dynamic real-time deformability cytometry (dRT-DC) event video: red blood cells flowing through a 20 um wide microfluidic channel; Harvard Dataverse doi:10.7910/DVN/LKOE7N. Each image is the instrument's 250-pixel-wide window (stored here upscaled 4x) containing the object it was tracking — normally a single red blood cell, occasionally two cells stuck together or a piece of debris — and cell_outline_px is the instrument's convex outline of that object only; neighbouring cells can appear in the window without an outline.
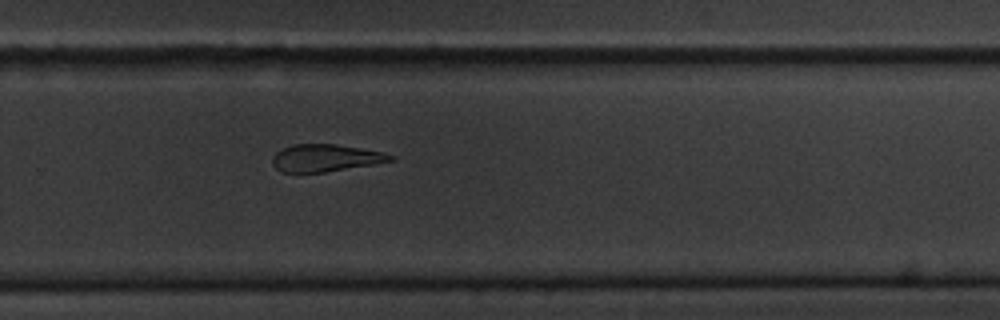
{"species": "common noctule bat (a hibernating species)", "species_latin": "Nyctalus noctula", "temperature_condition": "cold", "stored_images_in_passage": 10, "camera_frame_rate_fps": 3000, "um_per_image_px": 0.085, "animal": {"sex": "male", "body_mass_g": 20.1, "forearm_length_mm": 53.5}, "frame": {"image": 1, "passage_image": 10, "time_ms": 11.333, "image_size_px": [1000, 320], "cell_outline_px": [[396, 160], [324, 172], [284, 172], [276, 168], [272, 164], [272, 156], [276, 152], [292, 144], [336, 144], [384, 152], [392, 156]], "centroid_in_image_um": [27.64, 13.42], "position_along_channel_um": 302.2, "area_um2": 18.55}}